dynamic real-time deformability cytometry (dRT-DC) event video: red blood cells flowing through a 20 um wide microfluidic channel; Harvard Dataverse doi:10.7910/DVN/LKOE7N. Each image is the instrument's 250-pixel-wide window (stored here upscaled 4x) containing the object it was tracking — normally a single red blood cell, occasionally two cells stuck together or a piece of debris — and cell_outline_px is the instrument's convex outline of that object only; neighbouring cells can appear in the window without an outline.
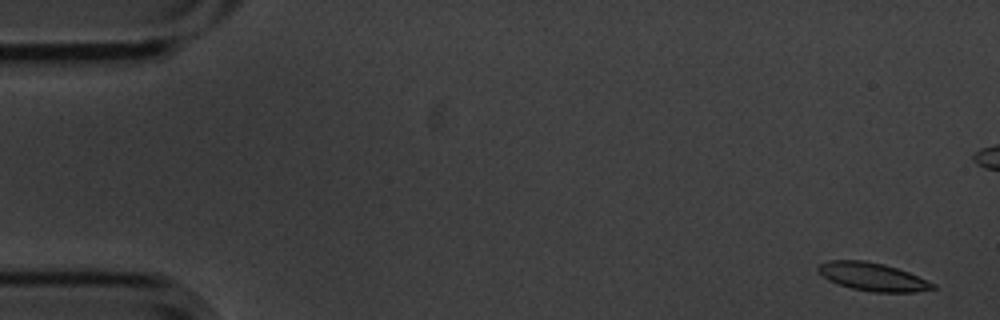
{"species": "common noctule bat (a hibernating species)", "species_latin": "Nyctalus noctula", "temperature_condition": "cold", "stored_images_in_passage": 6, "camera_frame_rate_fps": 3000, "um_per_image_px": 0.085, "animal": {"sex": "male", "body_mass_g": 20.1, "forearm_length_mm": 53.5}, "frame": {"image": 1, "passage_image": 1, "time_ms": 0.0, "image_size_px": [1000, 320], "cell_outline_px": [[936, 288], [916, 292], [872, 292], [852, 288], [836, 284], [828, 280], [816, 268], [820, 264], [828, 260], [864, 260], [884, 264], [908, 272], [936, 284]], "centroid_in_image_um": [74.17, 23.53], "position_along_channel_um": 10.8, "area_um2": 18.73}}
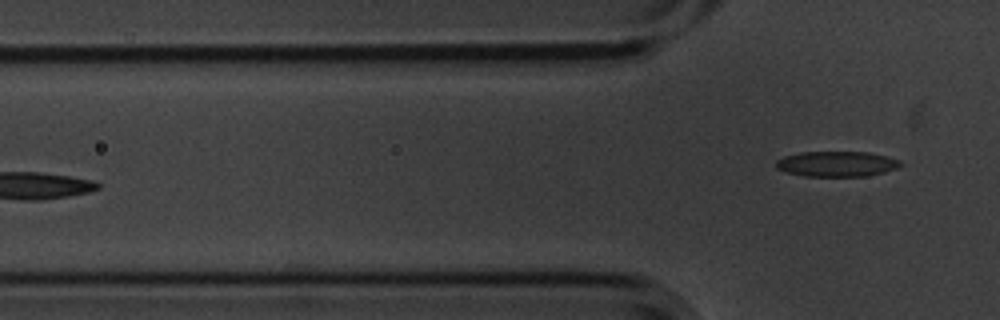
{"frame": {"image": 2, "passage_image": 6, "time_ms": 1.667, "image_size_px": [1000, 320], "cell_outline_px": [[904, 164], [896, 168], [884, 172], [868, 176], [804, 176], [788, 172], [776, 168], [776, 160], [784, 156], [800, 152], [868, 152], [900, 160]], "centroid_in_image_um": [71.12, 13.93], "position_along_channel_um": 54.7, "area_um2": 18.32}}